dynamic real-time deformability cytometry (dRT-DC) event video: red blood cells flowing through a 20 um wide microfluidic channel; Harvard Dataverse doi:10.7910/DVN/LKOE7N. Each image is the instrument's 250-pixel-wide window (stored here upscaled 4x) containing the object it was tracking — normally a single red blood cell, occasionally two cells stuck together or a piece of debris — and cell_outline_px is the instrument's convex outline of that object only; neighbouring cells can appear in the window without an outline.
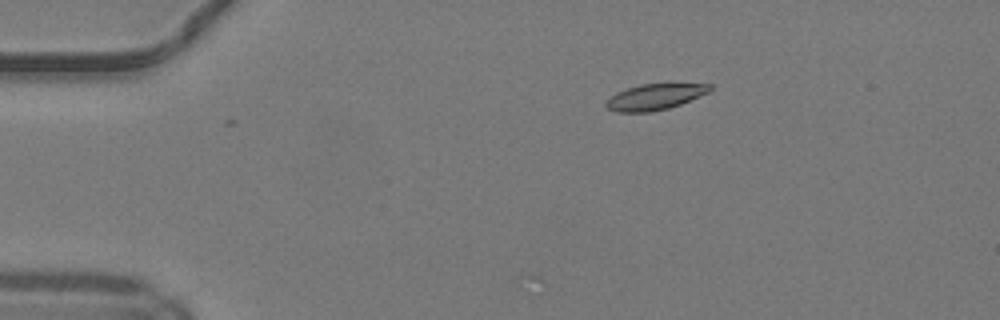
{"species": "common noctule bat (a hibernating species)", "species_latin": "Nyctalus noctula", "temperature_condition": "warm", "stored_images_in_passage": 17, "camera_frame_rate_fps": 3000, "um_per_image_px": 0.085, "animal": {"sex": "male", "body_mass_g": 19.2, "forearm_length_mm": 51.8}, "frame": {"image": 1, "passage_image": 1, "time_ms": 0.0, "image_size_px": [1000, 320], "cell_outline_px": [[712, 88], [708, 92], [680, 104], [668, 108], [648, 112], [616, 112], [608, 108], [604, 104], [616, 92], [640, 84], [712, 84]], "centroid_in_image_um": [55.64, 8.23], "position_along_channel_um": 29.4, "area_um2": 15.37}}
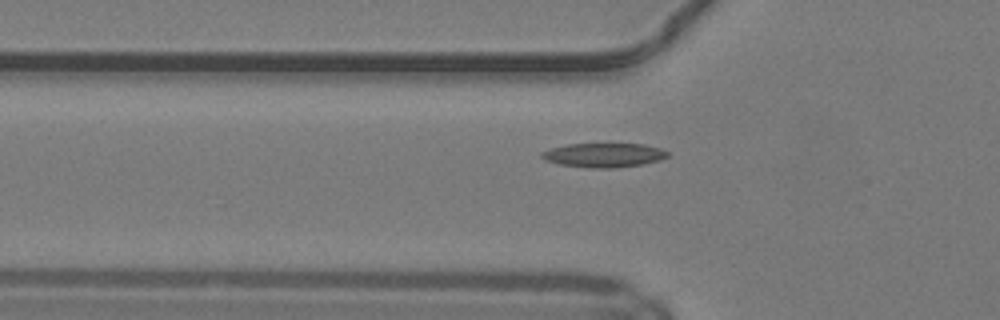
{"frame": {"image": 2, "passage_image": 9, "time_ms": 2.667, "image_size_px": [1000, 320], "cell_outline_px": [[668, 156], [660, 160], [644, 164], [612, 168], [588, 168], [560, 164], [544, 160], [540, 156], [540, 152], [548, 148], [568, 144], [644, 144], [660, 148], [668, 152]], "centroid_in_image_um": [51.29, 13.18], "position_along_channel_um": 74.5, "area_um2": 17.86}}
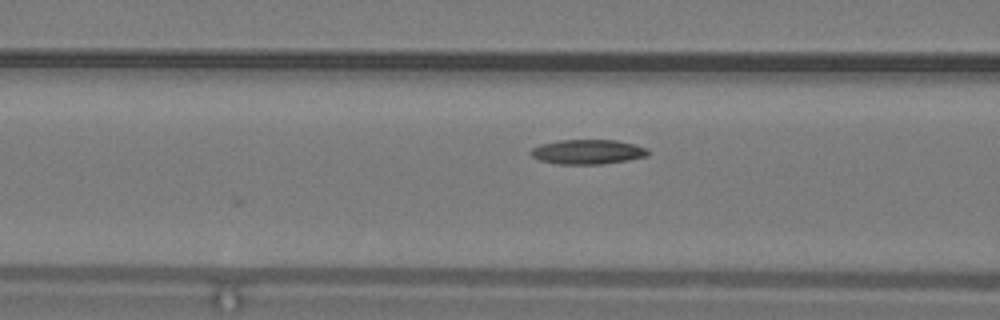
{"frame": {"image": 3, "passage_image": 12, "time_ms": 3.667, "image_size_px": [1000, 320], "cell_outline_px": [[652, 152], [648, 156], [628, 160], [600, 164], [556, 164], [540, 160], [532, 156], [528, 152], [532, 148], [540, 144], [556, 140], [616, 140], [648, 148]], "centroid_in_image_um": [49.95, 12.9], "position_along_channel_um": 116.6, "area_um2": 16.99}}